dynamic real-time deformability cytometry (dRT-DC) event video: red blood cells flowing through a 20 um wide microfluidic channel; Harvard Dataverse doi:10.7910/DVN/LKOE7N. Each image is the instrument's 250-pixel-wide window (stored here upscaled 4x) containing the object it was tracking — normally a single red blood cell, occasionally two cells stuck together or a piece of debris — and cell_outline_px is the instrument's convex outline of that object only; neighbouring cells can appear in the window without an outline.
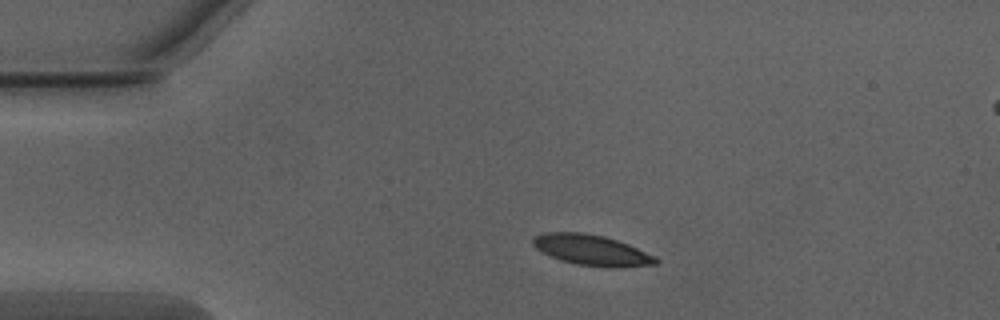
{"species": "Egyptian fruit bat (a non-hibernating species)", "species_latin": "Rousettus aegyptiacus", "temperature_condition": "warm", "stored_images_in_passage": 47, "camera_frame_rate_fps": 3000, "um_per_image_px": 0.085, "animal": {"sex": "male"}, "frame": {"image": 1, "passage_image": 7, "time_ms": 2.0, "image_size_px": [1000, 320], "cell_outline_px": [[660, 260], [656, 264], [612, 268], [576, 264], [560, 260], [536, 248], [532, 244], [532, 240], [536, 236], [548, 232], [584, 232], [604, 236], [628, 244], [656, 256]], "centroid_in_image_um": [50.33, 21.26], "position_along_channel_um": 34.7, "area_um2": 21.79}}
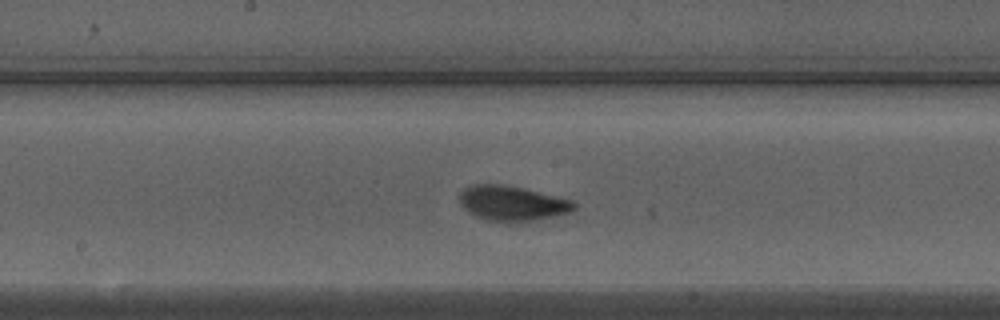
{"frame": {"image": 2, "passage_image": 23, "time_ms": 7.333, "image_size_px": [1000, 320], "cell_outline_px": [[576, 208], [568, 212], [552, 216], [532, 220], [488, 220], [476, 216], [468, 212], [460, 204], [460, 192], [464, 188], [472, 184], [504, 184], [524, 188], [572, 200], [576, 204]], "centroid_in_image_um": [43.5, 17.24], "position_along_channel_um": 204.7, "area_um2": 22.83}}
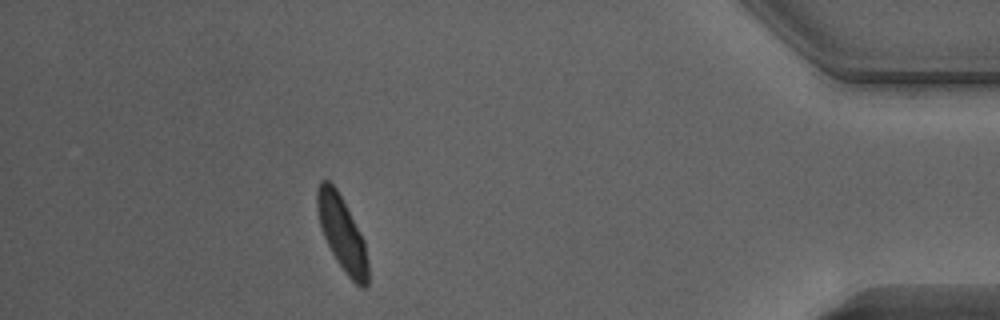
{"frame": {"image": 3, "passage_image": 42, "time_ms": 13.667, "image_size_px": [1000, 320], "cell_outline_px": [[368, 284], [364, 288], [360, 288], [348, 276], [336, 260], [324, 236], [320, 224], [316, 204], [316, 192], [320, 180], [328, 180], [336, 188], [364, 240], [368, 260]], "centroid_in_image_um": [29.08, 19.86], "position_along_channel_um": 406.1, "area_um2": 21.68}, "authors_computed_cell_mechanics": {"area_um2": 21.964, "velocity_mm_per_s": 3.9902, "shape_relaxation_time_tau1_ms": 2.2393, "shape_relaxation_time_tau2_ms": 1.0092, "deformation_change_tau1": 0.1344, "deformation_change_tau2": 0.0533}}